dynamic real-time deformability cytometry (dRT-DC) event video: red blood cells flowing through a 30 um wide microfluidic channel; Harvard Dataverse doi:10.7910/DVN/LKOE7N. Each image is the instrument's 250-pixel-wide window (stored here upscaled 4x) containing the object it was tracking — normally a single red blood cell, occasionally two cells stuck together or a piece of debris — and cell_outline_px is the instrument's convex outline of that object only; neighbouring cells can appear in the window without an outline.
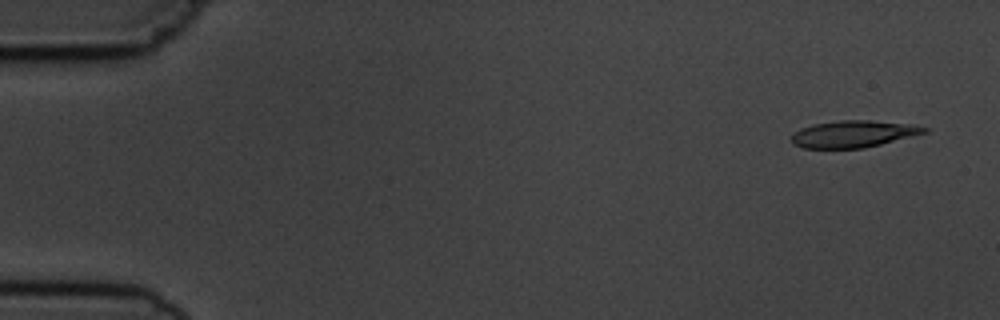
{"species": "common noctule bat (a hibernating species)", "species_latin": "Nyctalus noctula", "temperature_condition": "cold", "stored_images_in_passage": 4, "camera_frame_rate_fps": 3000, "um_per_image_px": 0.085, "animal": {"sex": "male", "body_mass_g": 19.5, "forearm_length_mm": 54.6}, "frame": {"image": 1, "passage_image": 1, "time_ms": 0.0, "image_size_px": [1000, 320], "cell_outline_px": [[928, 132], [864, 148], [804, 148], [792, 144], [792, 136], [800, 128], [812, 124], [840, 120], [872, 120], [912, 124], [928, 128]], "centroid_in_image_um": [72.54, 11.38], "position_along_channel_um": 12.5, "area_um2": 20.75}}
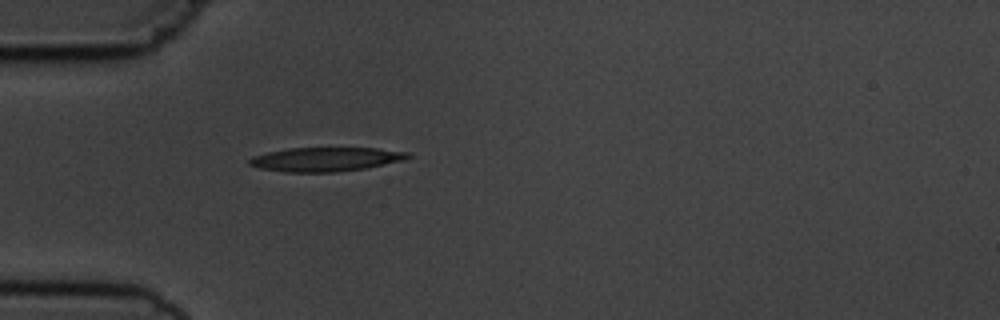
{"frame": {"image": 2, "passage_image": 4, "time_ms": 4.333, "image_size_px": [1000, 320], "cell_outline_px": [[412, 156], [404, 160], [364, 168], [336, 172], [284, 172], [260, 168], [248, 164], [248, 160], [252, 156], [268, 152], [288, 148], [376, 148], [408, 152]], "centroid_in_image_um": [27.66, 13.54], "position_along_channel_um": 57.3, "area_um2": 22.14}}